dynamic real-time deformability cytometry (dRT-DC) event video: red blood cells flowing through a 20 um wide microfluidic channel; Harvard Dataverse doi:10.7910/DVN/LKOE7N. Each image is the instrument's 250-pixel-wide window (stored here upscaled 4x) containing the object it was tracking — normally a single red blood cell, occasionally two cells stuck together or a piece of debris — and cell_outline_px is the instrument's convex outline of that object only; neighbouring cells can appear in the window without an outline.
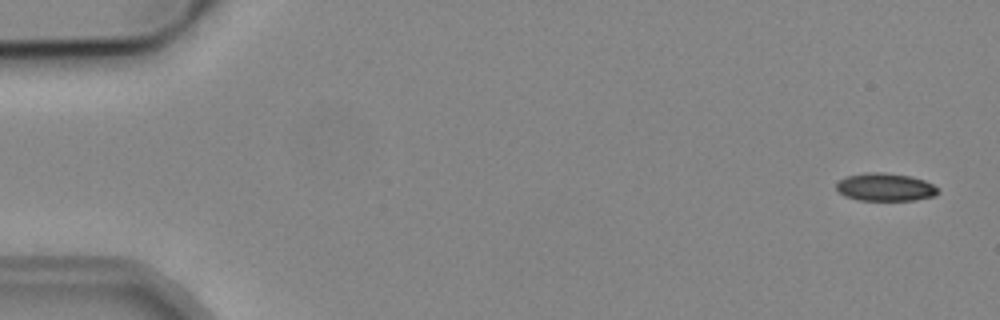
{"species": "common noctule bat (a hibernating species)", "species_latin": "Nyctalus noctula", "temperature_condition": "cold", "stored_images_in_passage": 15, "camera_frame_rate_fps": 3000, "um_per_image_px": 0.085, "animal": {"sex": "male", "body_mass_g": 19.2, "forearm_length_mm": 51.8}, "frame": {"image": 1, "passage_image": 3, "time_ms": 0.667, "image_size_px": [1000, 320], "cell_outline_px": [[940, 192], [936, 196], [916, 200], [860, 200], [844, 196], [836, 188], [836, 184], [840, 180], [848, 176], [864, 172], [884, 172], [908, 176], [924, 180], [932, 184]], "centroid_in_image_um": [75.26, 15.91], "position_along_channel_um": 9.7, "area_um2": 16.47}}